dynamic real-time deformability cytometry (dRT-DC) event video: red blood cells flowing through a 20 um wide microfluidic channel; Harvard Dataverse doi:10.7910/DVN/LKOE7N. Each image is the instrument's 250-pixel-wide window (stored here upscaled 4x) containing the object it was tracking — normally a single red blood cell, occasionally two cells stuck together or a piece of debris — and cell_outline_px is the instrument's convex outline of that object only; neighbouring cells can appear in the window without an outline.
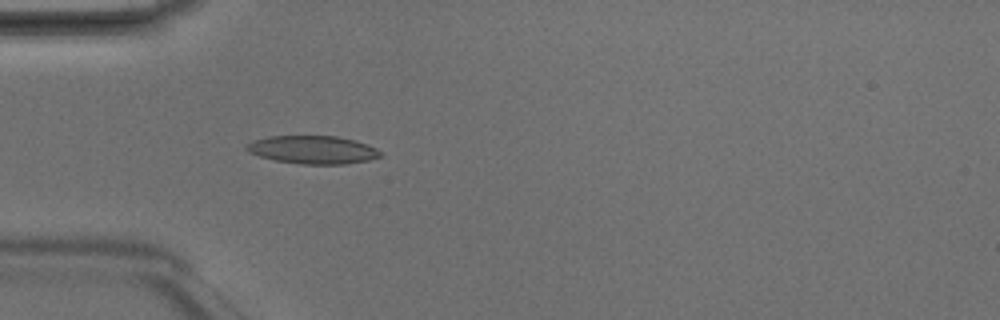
{"species": "Egyptian fruit bat (a non-hibernating species)", "species_latin": "Rousettus aegyptiacus", "temperature_condition": "room temperature", "stored_images_in_passage": 3, "camera_frame_rate_fps": 3000, "um_per_image_px": 0.085, "animal": {"sex": "male"}, "frame": {"image": 1, "passage_image": 3, "time_ms": 0.667, "image_size_px": [1000, 320], "cell_outline_px": [[384, 156], [368, 160], [344, 164], [300, 164], [276, 160], [260, 156], [248, 152], [244, 148], [248, 144], [256, 140], [268, 136], [336, 136], [356, 140], [368, 144], [384, 152]], "centroid_in_image_um": [26.66, 12.73], "position_along_channel_um": 58.3, "area_um2": 21.96}}